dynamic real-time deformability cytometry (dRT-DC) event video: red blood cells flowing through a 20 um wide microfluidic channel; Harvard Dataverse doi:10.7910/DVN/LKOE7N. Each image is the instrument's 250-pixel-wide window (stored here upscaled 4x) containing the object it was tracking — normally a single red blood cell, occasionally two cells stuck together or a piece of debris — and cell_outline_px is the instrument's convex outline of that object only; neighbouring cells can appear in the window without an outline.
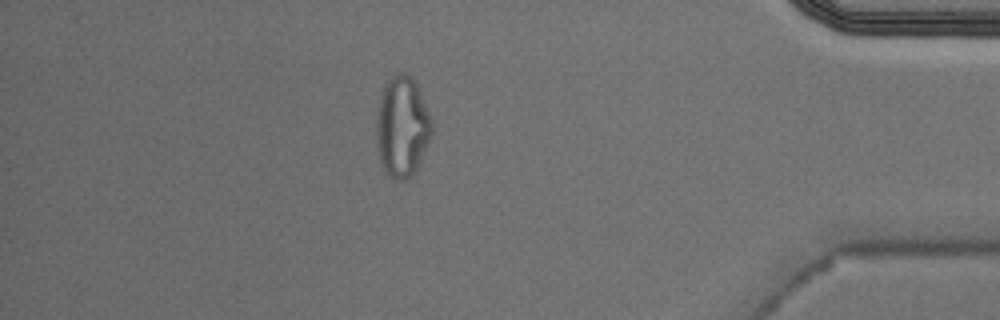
{"species": "Egyptian fruit bat (a non-hibernating species)", "species_latin": "Rousettus aegyptiacus", "temperature_condition": "cold", "stored_images_in_passage": 53, "camera_frame_rate_fps": 3000, "um_per_image_px": 0.085, "animal": {"sex": "male"}, "frame": {"image": 1, "passage_image": 46, "time_ms": 15.0, "image_size_px": [1000, 320], "cell_outline_px": [[432, 132], [420, 160], [412, 176], [404, 180], [396, 180], [388, 176], [384, 172], [380, 164], [376, 144], [376, 116], [380, 92], [384, 84], [396, 72], [404, 72], [412, 76], [416, 84], [432, 120]], "centroid_in_image_um": [34.13, 10.77], "position_along_channel_um": 401.1, "area_um2": 32.83}, "authors_computed_cell_mechanics": {"area_um2": 22.831, "velocity_mm_per_s": 3.7283, "shape_relaxation_time_tau1_ms": null, "shape_relaxation_time_tau2_ms": 2.1318, "deformation_change_tau1": null, "deformation_change_tau2": 0.0944}}